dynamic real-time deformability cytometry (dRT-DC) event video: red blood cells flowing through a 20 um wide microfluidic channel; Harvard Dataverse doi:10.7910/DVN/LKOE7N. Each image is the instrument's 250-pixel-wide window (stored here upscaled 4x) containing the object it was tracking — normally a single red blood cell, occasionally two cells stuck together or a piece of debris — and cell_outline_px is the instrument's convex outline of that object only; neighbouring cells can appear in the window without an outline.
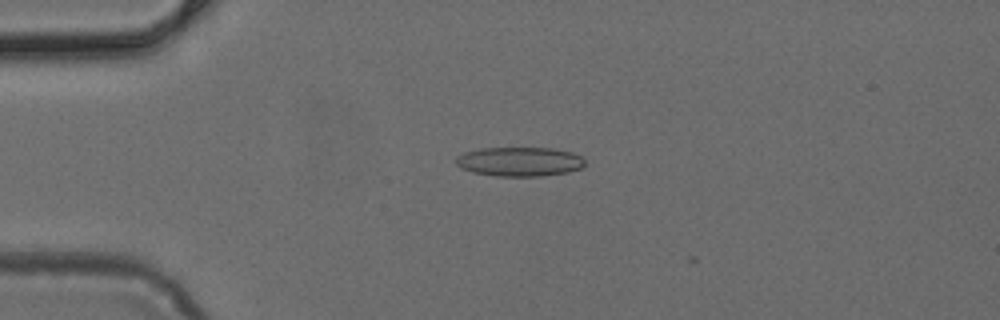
{"species": "common noctule bat (a hibernating species)", "species_latin": "Nyctalus noctula", "temperature_condition": "cold", "stored_images_in_passage": 4, "camera_frame_rate_fps": 3000, "um_per_image_px": 0.085, "animal": {"sex": "female", "body_mass_g": 24.6, "forearm_length_mm": 56.2}, "frame": {"image": 1, "passage_image": 3, "time_ms": 0.667, "image_size_px": [1000, 320], "cell_outline_px": [[584, 164], [580, 168], [568, 172], [540, 176], [496, 176], [472, 172], [460, 168], [456, 164], [456, 156], [464, 152], [480, 148], [556, 148], [572, 152], [580, 156], [584, 160]], "centroid_in_image_um": [44.13, 13.73], "position_along_channel_um": 40.9, "area_um2": 22.08}}